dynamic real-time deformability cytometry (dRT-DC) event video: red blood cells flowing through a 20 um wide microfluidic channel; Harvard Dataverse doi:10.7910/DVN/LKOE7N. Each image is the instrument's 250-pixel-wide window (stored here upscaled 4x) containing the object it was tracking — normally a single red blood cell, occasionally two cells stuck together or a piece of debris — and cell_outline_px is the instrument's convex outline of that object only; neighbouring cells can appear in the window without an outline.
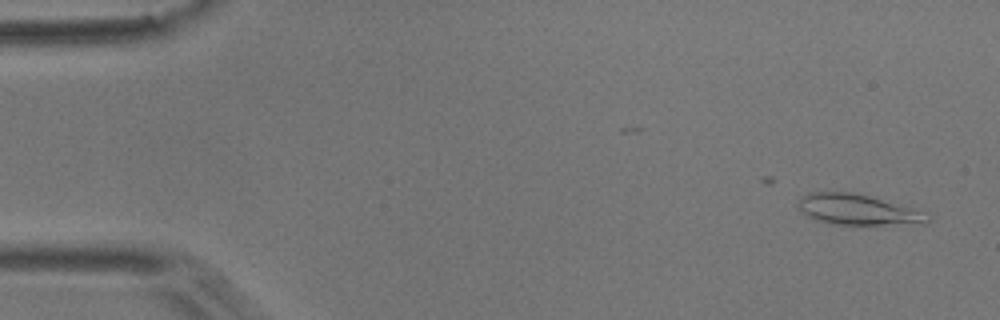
{"species": "common noctule bat (a hibernating species)", "species_latin": "Nyctalus noctula", "temperature_condition": "room temperature", "stored_images_in_passage": 6, "camera_frame_rate_fps": 3000, "um_per_image_px": 0.085, "animal": {"sex": "male", "body_mass_g": 17.9}, "frame": {"image": 1, "passage_image": 1, "time_ms": 0.0, "image_size_px": [1000, 320], "cell_outline_px": [[932, 220], [928, 224], [832, 224], [808, 216], [800, 208], [800, 196], [808, 192], [848, 192], [868, 196], [928, 212], [932, 216]], "centroid_in_image_um": [73.02, 17.83], "position_along_channel_um": 12.0, "area_um2": 22.83}}
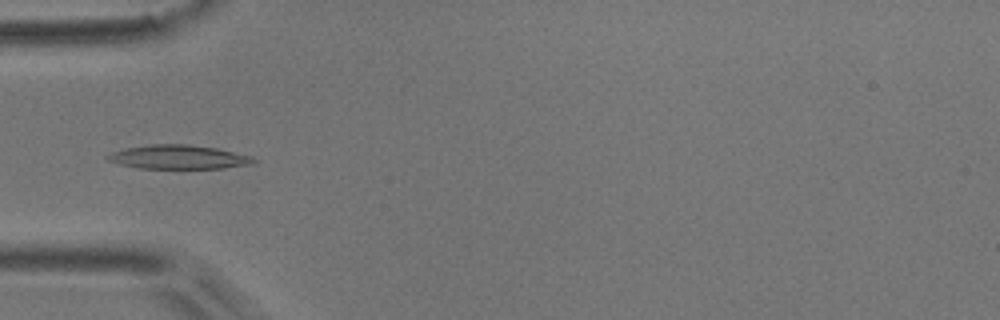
{"frame": {"image": 2, "passage_image": 5, "time_ms": 1.333, "image_size_px": [1000, 320], "cell_outline_px": [[256, 164], [224, 168], [140, 168], [120, 164], [108, 160], [104, 156], [112, 152], [124, 148], [152, 144], [188, 144], [216, 148], [252, 156], [256, 160]], "centroid_in_image_um": [15.2, 13.35], "position_along_channel_um": 69.8, "area_um2": 20.4}}
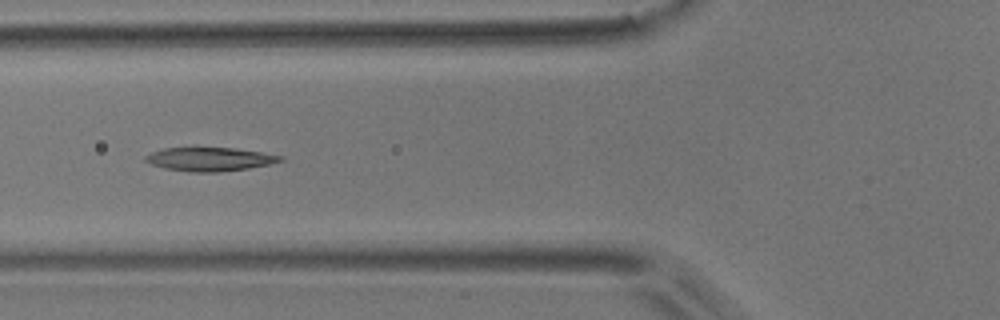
{"frame": {"image": 3, "passage_image": 6, "time_ms": 1.667, "image_size_px": [1000, 320], "cell_outline_px": [[284, 160], [268, 164], [248, 168], [220, 172], [188, 172], [164, 168], [152, 164], [144, 160], [144, 156], [152, 152], [164, 148], [236, 148], [284, 156]], "centroid_in_image_um": [17.82, 13.53], "position_along_channel_um": 108.0, "area_um2": 18.5}}